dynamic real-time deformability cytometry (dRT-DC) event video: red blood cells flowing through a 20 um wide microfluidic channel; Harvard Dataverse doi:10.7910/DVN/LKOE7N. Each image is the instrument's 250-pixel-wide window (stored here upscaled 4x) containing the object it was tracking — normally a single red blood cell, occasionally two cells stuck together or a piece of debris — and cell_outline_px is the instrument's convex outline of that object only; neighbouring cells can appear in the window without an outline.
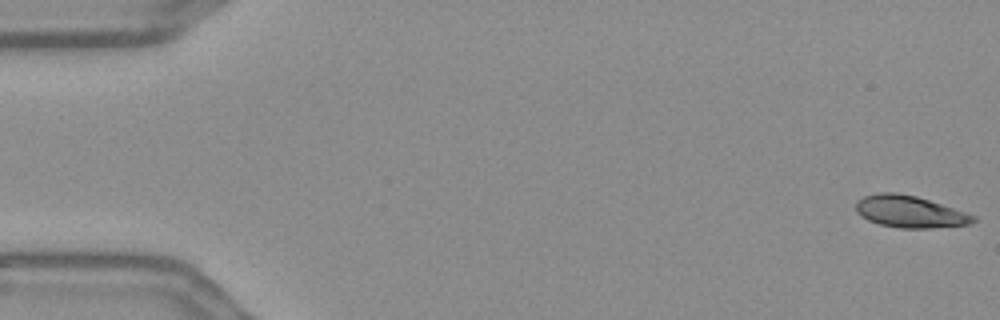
{"species": "Egyptian fruit bat (a non-hibernating species)", "species_latin": "Rousettus aegyptiacus", "temperature_condition": "warm", "stored_images_in_passage": 56, "camera_frame_rate_fps": 3000, "um_per_image_px": 0.085, "frame": {"image": 1, "passage_image": 1, "time_ms": 0.0, "image_size_px": [1000, 320], "cell_outline_px": [[976, 220], [972, 224], [928, 228], [900, 228], [880, 224], [868, 220], [860, 216], [856, 212], [856, 200], [864, 196], [876, 192], [896, 192], [916, 196], [976, 216]], "centroid_in_image_um": [77.28, 17.99], "position_along_channel_um": 7.7, "area_um2": 21.73}}
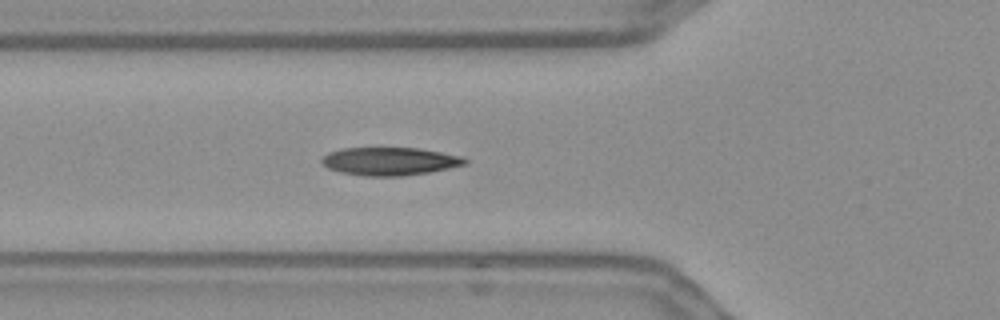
{"frame": {"image": 2, "passage_image": 20, "time_ms": 6.333, "image_size_px": [1000, 320], "cell_outline_px": [[468, 164], [428, 172], [400, 176], [364, 176], [340, 172], [328, 168], [320, 164], [320, 160], [328, 152], [340, 148], [420, 148], [464, 156], [468, 160]], "centroid_in_image_um": [33.12, 13.7], "position_along_channel_um": 92.7, "area_um2": 23.58}}
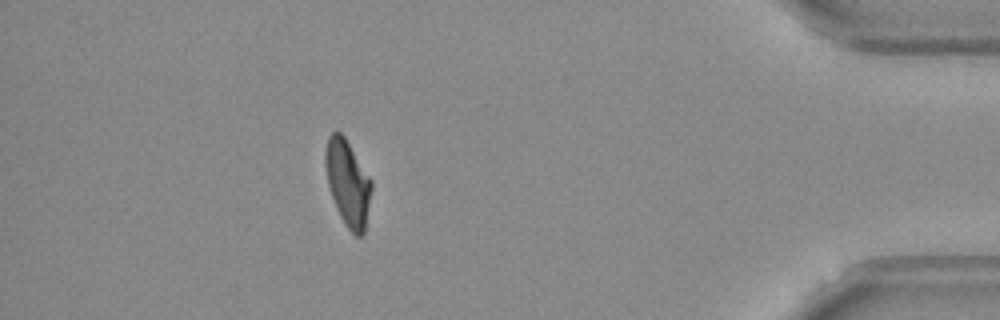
{"frame": {"image": 3, "passage_image": 50, "time_ms": 16.333, "image_size_px": [1000, 320], "cell_outline_px": [[372, 188], [364, 232], [360, 236], [356, 236], [348, 228], [340, 216], [336, 208], [328, 184], [324, 164], [324, 152], [328, 136], [332, 132], [340, 132], [344, 136], [372, 180]], "centroid_in_image_um": [29.55, 15.52], "position_along_channel_um": 405.7, "area_um2": 22.95}, "authors_computed_cell_mechanics": {"area_um2": 23.0622, "velocity_mm_per_s": 3.6266, "shape_relaxation_time_tau1_ms": 3.7063, "shape_relaxation_time_tau2_ms": 2.4425, "deformation_change_tau1": 0.1554, "deformation_change_tau2": 0.0739}}